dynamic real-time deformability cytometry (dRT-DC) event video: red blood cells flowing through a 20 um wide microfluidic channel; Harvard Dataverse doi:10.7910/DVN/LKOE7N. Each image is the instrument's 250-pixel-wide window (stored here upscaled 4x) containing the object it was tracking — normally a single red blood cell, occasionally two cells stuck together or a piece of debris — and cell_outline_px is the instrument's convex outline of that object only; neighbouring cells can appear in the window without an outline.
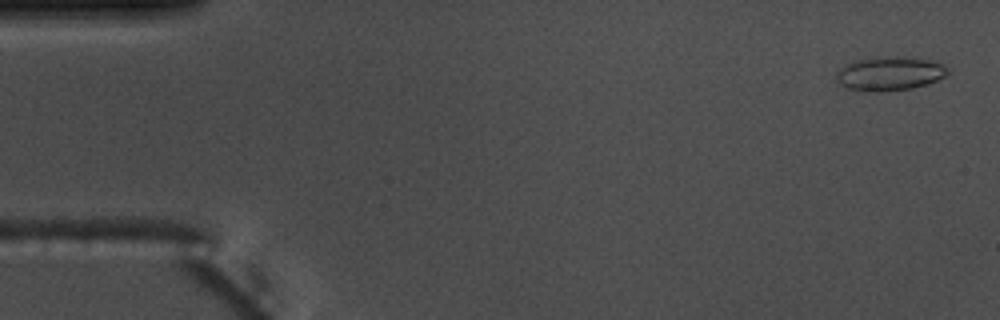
{"species": "common noctule bat (a hibernating species)", "species_latin": "Nyctalus noctula", "temperature_condition": "warm", "stored_images_in_passage": 4, "camera_frame_rate_fps": 3000, "um_per_image_px": 0.085, "animal": {"sex": "male", "body_mass_g": 17.5, "forearm_length_mm": 52.3}, "frame": {"image": 1, "passage_image": 1, "time_ms": 0.0, "image_size_px": [1000, 320], "cell_outline_px": [[948, 72], [944, 76], [928, 84], [912, 88], [880, 92], [868, 92], [848, 88], [836, 84], [836, 72], [840, 68], [848, 64], [860, 60], [888, 56], [904, 56], [936, 60], [948, 68]], "centroid_in_image_um": [75.63, 6.26], "position_along_channel_um": 9.4, "area_um2": 22.2}}